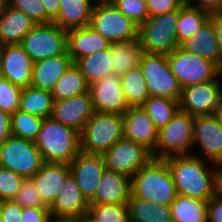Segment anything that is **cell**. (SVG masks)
I'll use <instances>...</instances> for the list:
<instances>
[{
	"label": "cell",
	"instance_id": "1",
	"mask_svg": "<svg viewBox=\"0 0 222 222\" xmlns=\"http://www.w3.org/2000/svg\"><path fill=\"white\" fill-rule=\"evenodd\" d=\"M202 158L192 154L163 159L171 172L177 195L209 201L218 193L217 170L206 168Z\"/></svg>",
	"mask_w": 222,
	"mask_h": 222
},
{
	"label": "cell",
	"instance_id": "2",
	"mask_svg": "<svg viewBox=\"0 0 222 222\" xmlns=\"http://www.w3.org/2000/svg\"><path fill=\"white\" fill-rule=\"evenodd\" d=\"M35 145L44 162L69 164L81 151L80 133L52 117L44 118Z\"/></svg>",
	"mask_w": 222,
	"mask_h": 222
},
{
	"label": "cell",
	"instance_id": "3",
	"mask_svg": "<svg viewBox=\"0 0 222 222\" xmlns=\"http://www.w3.org/2000/svg\"><path fill=\"white\" fill-rule=\"evenodd\" d=\"M131 194L135 197L171 205L177 191L171 172L163 159H152L131 178Z\"/></svg>",
	"mask_w": 222,
	"mask_h": 222
},
{
	"label": "cell",
	"instance_id": "4",
	"mask_svg": "<svg viewBox=\"0 0 222 222\" xmlns=\"http://www.w3.org/2000/svg\"><path fill=\"white\" fill-rule=\"evenodd\" d=\"M122 138L123 116L121 114L95 112L80 134L81 151L103 155Z\"/></svg>",
	"mask_w": 222,
	"mask_h": 222
},
{
	"label": "cell",
	"instance_id": "5",
	"mask_svg": "<svg viewBox=\"0 0 222 222\" xmlns=\"http://www.w3.org/2000/svg\"><path fill=\"white\" fill-rule=\"evenodd\" d=\"M194 117L178 110L174 117L158 131V142L152 152L154 159L192 155Z\"/></svg>",
	"mask_w": 222,
	"mask_h": 222
},
{
	"label": "cell",
	"instance_id": "6",
	"mask_svg": "<svg viewBox=\"0 0 222 222\" xmlns=\"http://www.w3.org/2000/svg\"><path fill=\"white\" fill-rule=\"evenodd\" d=\"M178 10L149 17L139 26L138 40L145 53L169 54L180 46L176 25Z\"/></svg>",
	"mask_w": 222,
	"mask_h": 222
},
{
	"label": "cell",
	"instance_id": "7",
	"mask_svg": "<svg viewBox=\"0 0 222 222\" xmlns=\"http://www.w3.org/2000/svg\"><path fill=\"white\" fill-rule=\"evenodd\" d=\"M89 26L111 43L138 39L139 26L113 4L95 2Z\"/></svg>",
	"mask_w": 222,
	"mask_h": 222
},
{
	"label": "cell",
	"instance_id": "8",
	"mask_svg": "<svg viewBox=\"0 0 222 222\" xmlns=\"http://www.w3.org/2000/svg\"><path fill=\"white\" fill-rule=\"evenodd\" d=\"M139 67L150 96L180 100L182 87L171 72L167 54L144 52Z\"/></svg>",
	"mask_w": 222,
	"mask_h": 222
},
{
	"label": "cell",
	"instance_id": "9",
	"mask_svg": "<svg viewBox=\"0 0 222 222\" xmlns=\"http://www.w3.org/2000/svg\"><path fill=\"white\" fill-rule=\"evenodd\" d=\"M33 62L67 53V30L57 24H36L20 44Z\"/></svg>",
	"mask_w": 222,
	"mask_h": 222
},
{
	"label": "cell",
	"instance_id": "10",
	"mask_svg": "<svg viewBox=\"0 0 222 222\" xmlns=\"http://www.w3.org/2000/svg\"><path fill=\"white\" fill-rule=\"evenodd\" d=\"M44 164L35 142L11 135L0 145V167L25 179L34 176Z\"/></svg>",
	"mask_w": 222,
	"mask_h": 222
},
{
	"label": "cell",
	"instance_id": "11",
	"mask_svg": "<svg viewBox=\"0 0 222 222\" xmlns=\"http://www.w3.org/2000/svg\"><path fill=\"white\" fill-rule=\"evenodd\" d=\"M171 72L182 88L213 81L217 65L210 60L185 52L180 47L167 54Z\"/></svg>",
	"mask_w": 222,
	"mask_h": 222
},
{
	"label": "cell",
	"instance_id": "12",
	"mask_svg": "<svg viewBox=\"0 0 222 222\" xmlns=\"http://www.w3.org/2000/svg\"><path fill=\"white\" fill-rule=\"evenodd\" d=\"M102 156L106 169L124 174L129 178L153 159L149 149L125 138L118 140Z\"/></svg>",
	"mask_w": 222,
	"mask_h": 222
},
{
	"label": "cell",
	"instance_id": "13",
	"mask_svg": "<svg viewBox=\"0 0 222 222\" xmlns=\"http://www.w3.org/2000/svg\"><path fill=\"white\" fill-rule=\"evenodd\" d=\"M220 84V80L216 78L210 82L182 88L180 110L193 117L215 114L222 99V84Z\"/></svg>",
	"mask_w": 222,
	"mask_h": 222
},
{
	"label": "cell",
	"instance_id": "14",
	"mask_svg": "<svg viewBox=\"0 0 222 222\" xmlns=\"http://www.w3.org/2000/svg\"><path fill=\"white\" fill-rule=\"evenodd\" d=\"M93 107L97 113L121 114L129 108L121 76L115 73L105 76L89 85Z\"/></svg>",
	"mask_w": 222,
	"mask_h": 222
},
{
	"label": "cell",
	"instance_id": "15",
	"mask_svg": "<svg viewBox=\"0 0 222 222\" xmlns=\"http://www.w3.org/2000/svg\"><path fill=\"white\" fill-rule=\"evenodd\" d=\"M33 61L20 44L0 46V75L22 88L31 85Z\"/></svg>",
	"mask_w": 222,
	"mask_h": 222
},
{
	"label": "cell",
	"instance_id": "16",
	"mask_svg": "<svg viewBox=\"0 0 222 222\" xmlns=\"http://www.w3.org/2000/svg\"><path fill=\"white\" fill-rule=\"evenodd\" d=\"M94 113L92 97L88 91L69 99L54 101L51 117L81 134Z\"/></svg>",
	"mask_w": 222,
	"mask_h": 222
},
{
	"label": "cell",
	"instance_id": "17",
	"mask_svg": "<svg viewBox=\"0 0 222 222\" xmlns=\"http://www.w3.org/2000/svg\"><path fill=\"white\" fill-rule=\"evenodd\" d=\"M82 195L90 202L95 195L102 173L106 169L102 155L80 151L69 163Z\"/></svg>",
	"mask_w": 222,
	"mask_h": 222
},
{
	"label": "cell",
	"instance_id": "18",
	"mask_svg": "<svg viewBox=\"0 0 222 222\" xmlns=\"http://www.w3.org/2000/svg\"><path fill=\"white\" fill-rule=\"evenodd\" d=\"M193 143L212 165L222 161V125L215 114L194 117Z\"/></svg>",
	"mask_w": 222,
	"mask_h": 222
},
{
	"label": "cell",
	"instance_id": "19",
	"mask_svg": "<svg viewBox=\"0 0 222 222\" xmlns=\"http://www.w3.org/2000/svg\"><path fill=\"white\" fill-rule=\"evenodd\" d=\"M123 138L141 144L151 152L158 142V129L142 107H129L123 113Z\"/></svg>",
	"mask_w": 222,
	"mask_h": 222
},
{
	"label": "cell",
	"instance_id": "20",
	"mask_svg": "<svg viewBox=\"0 0 222 222\" xmlns=\"http://www.w3.org/2000/svg\"><path fill=\"white\" fill-rule=\"evenodd\" d=\"M89 202L82 195L75 177L70 173L52 205L51 217H82L89 212Z\"/></svg>",
	"mask_w": 222,
	"mask_h": 222
},
{
	"label": "cell",
	"instance_id": "21",
	"mask_svg": "<svg viewBox=\"0 0 222 222\" xmlns=\"http://www.w3.org/2000/svg\"><path fill=\"white\" fill-rule=\"evenodd\" d=\"M70 173L69 164L44 162L41 169L30 178L47 207L52 205Z\"/></svg>",
	"mask_w": 222,
	"mask_h": 222
},
{
	"label": "cell",
	"instance_id": "22",
	"mask_svg": "<svg viewBox=\"0 0 222 222\" xmlns=\"http://www.w3.org/2000/svg\"><path fill=\"white\" fill-rule=\"evenodd\" d=\"M131 195V178L105 169L89 204H127Z\"/></svg>",
	"mask_w": 222,
	"mask_h": 222
},
{
	"label": "cell",
	"instance_id": "23",
	"mask_svg": "<svg viewBox=\"0 0 222 222\" xmlns=\"http://www.w3.org/2000/svg\"><path fill=\"white\" fill-rule=\"evenodd\" d=\"M110 46L111 42L89 25L67 30V53L73 63L86 55L108 49Z\"/></svg>",
	"mask_w": 222,
	"mask_h": 222
},
{
	"label": "cell",
	"instance_id": "24",
	"mask_svg": "<svg viewBox=\"0 0 222 222\" xmlns=\"http://www.w3.org/2000/svg\"><path fill=\"white\" fill-rule=\"evenodd\" d=\"M72 64L73 61L68 54H60L33 62L30 86L51 92L56 82Z\"/></svg>",
	"mask_w": 222,
	"mask_h": 222
},
{
	"label": "cell",
	"instance_id": "25",
	"mask_svg": "<svg viewBox=\"0 0 222 222\" xmlns=\"http://www.w3.org/2000/svg\"><path fill=\"white\" fill-rule=\"evenodd\" d=\"M37 23L10 5L0 14V46L21 44Z\"/></svg>",
	"mask_w": 222,
	"mask_h": 222
},
{
	"label": "cell",
	"instance_id": "26",
	"mask_svg": "<svg viewBox=\"0 0 222 222\" xmlns=\"http://www.w3.org/2000/svg\"><path fill=\"white\" fill-rule=\"evenodd\" d=\"M182 50L218 64L222 58L217 42L214 23L209 19L192 37L180 43Z\"/></svg>",
	"mask_w": 222,
	"mask_h": 222
},
{
	"label": "cell",
	"instance_id": "27",
	"mask_svg": "<svg viewBox=\"0 0 222 222\" xmlns=\"http://www.w3.org/2000/svg\"><path fill=\"white\" fill-rule=\"evenodd\" d=\"M92 0H59V15L53 21L65 30L85 27L90 24Z\"/></svg>",
	"mask_w": 222,
	"mask_h": 222
},
{
	"label": "cell",
	"instance_id": "28",
	"mask_svg": "<svg viewBox=\"0 0 222 222\" xmlns=\"http://www.w3.org/2000/svg\"><path fill=\"white\" fill-rule=\"evenodd\" d=\"M127 206L130 222H173L170 205L157 204L131 194Z\"/></svg>",
	"mask_w": 222,
	"mask_h": 222
},
{
	"label": "cell",
	"instance_id": "29",
	"mask_svg": "<svg viewBox=\"0 0 222 222\" xmlns=\"http://www.w3.org/2000/svg\"><path fill=\"white\" fill-rule=\"evenodd\" d=\"M143 53L138 39L111 43L110 54L114 73L121 76L138 67Z\"/></svg>",
	"mask_w": 222,
	"mask_h": 222
},
{
	"label": "cell",
	"instance_id": "30",
	"mask_svg": "<svg viewBox=\"0 0 222 222\" xmlns=\"http://www.w3.org/2000/svg\"><path fill=\"white\" fill-rule=\"evenodd\" d=\"M112 55L110 48L86 55L75 62L90 85L107 75L113 74Z\"/></svg>",
	"mask_w": 222,
	"mask_h": 222
},
{
	"label": "cell",
	"instance_id": "31",
	"mask_svg": "<svg viewBox=\"0 0 222 222\" xmlns=\"http://www.w3.org/2000/svg\"><path fill=\"white\" fill-rule=\"evenodd\" d=\"M206 200L177 195L170 205L173 222H208Z\"/></svg>",
	"mask_w": 222,
	"mask_h": 222
},
{
	"label": "cell",
	"instance_id": "32",
	"mask_svg": "<svg viewBox=\"0 0 222 222\" xmlns=\"http://www.w3.org/2000/svg\"><path fill=\"white\" fill-rule=\"evenodd\" d=\"M53 103L50 91L28 86L22 89L18 110L40 118H48L52 115Z\"/></svg>",
	"mask_w": 222,
	"mask_h": 222
},
{
	"label": "cell",
	"instance_id": "33",
	"mask_svg": "<svg viewBox=\"0 0 222 222\" xmlns=\"http://www.w3.org/2000/svg\"><path fill=\"white\" fill-rule=\"evenodd\" d=\"M89 91V84L80 69L73 63L51 91L54 101L69 99Z\"/></svg>",
	"mask_w": 222,
	"mask_h": 222
},
{
	"label": "cell",
	"instance_id": "34",
	"mask_svg": "<svg viewBox=\"0 0 222 222\" xmlns=\"http://www.w3.org/2000/svg\"><path fill=\"white\" fill-rule=\"evenodd\" d=\"M211 14L184 4L178 10L176 25L177 41L180 44L187 38L192 37L211 18Z\"/></svg>",
	"mask_w": 222,
	"mask_h": 222
},
{
	"label": "cell",
	"instance_id": "35",
	"mask_svg": "<svg viewBox=\"0 0 222 222\" xmlns=\"http://www.w3.org/2000/svg\"><path fill=\"white\" fill-rule=\"evenodd\" d=\"M121 83L129 107H141L150 97L145 78L139 66L121 75Z\"/></svg>",
	"mask_w": 222,
	"mask_h": 222
},
{
	"label": "cell",
	"instance_id": "36",
	"mask_svg": "<svg viewBox=\"0 0 222 222\" xmlns=\"http://www.w3.org/2000/svg\"><path fill=\"white\" fill-rule=\"evenodd\" d=\"M160 130L180 109L179 101L171 98L150 96L141 106Z\"/></svg>",
	"mask_w": 222,
	"mask_h": 222
},
{
	"label": "cell",
	"instance_id": "37",
	"mask_svg": "<svg viewBox=\"0 0 222 222\" xmlns=\"http://www.w3.org/2000/svg\"><path fill=\"white\" fill-rule=\"evenodd\" d=\"M44 118L23 111H16L11 115V134L35 142Z\"/></svg>",
	"mask_w": 222,
	"mask_h": 222
},
{
	"label": "cell",
	"instance_id": "38",
	"mask_svg": "<svg viewBox=\"0 0 222 222\" xmlns=\"http://www.w3.org/2000/svg\"><path fill=\"white\" fill-rule=\"evenodd\" d=\"M89 213L98 222H130L127 204H89Z\"/></svg>",
	"mask_w": 222,
	"mask_h": 222
},
{
	"label": "cell",
	"instance_id": "39",
	"mask_svg": "<svg viewBox=\"0 0 222 222\" xmlns=\"http://www.w3.org/2000/svg\"><path fill=\"white\" fill-rule=\"evenodd\" d=\"M22 89L0 75V110L10 115L18 111Z\"/></svg>",
	"mask_w": 222,
	"mask_h": 222
},
{
	"label": "cell",
	"instance_id": "40",
	"mask_svg": "<svg viewBox=\"0 0 222 222\" xmlns=\"http://www.w3.org/2000/svg\"><path fill=\"white\" fill-rule=\"evenodd\" d=\"M112 4L138 26L149 18L145 0H116Z\"/></svg>",
	"mask_w": 222,
	"mask_h": 222
},
{
	"label": "cell",
	"instance_id": "41",
	"mask_svg": "<svg viewBox=\"0 0 222 222\" xmlns=\"http://www.w3.org/2000/svg\"><path fill=\"white\" fill-rule=\"evenodd\" d=\"M25 178L11 170L0 167V199L14 200Z\"/></svg>",
	"mask_w": 222,
	"mask_h": 222
},
{
	"label": "cell",
	"instance_id": "42",
	"mask_svg": "<svg viewBox=\"0 0 222 222\" xmlns=\"http://www.w3.org/2000/svg\"><path fill=\"white\" fill-rule=\"evenodd\" d=\"M14 201L17 202L22 208H49L41 200L39 192L30 178L23 181Z\"/></svg>",
	"mask_w": 222,
	"mask_h": 222
},
{
	"label": "cell",
	"instance_id": "43",
	"mask_svg": "<svg viewBox=\"0 0 222 222\" xmlns=\"http://www.w3.org/2000/svg\"><path fill=\"white\" fill-rule=\"evenodd\" d=\"M10 6L24 12L37 24L53 22L47 15L40 0H10Z\"/></svg>",
	"mask_w": 222,
	"mask_h": 222
},
{
	"label": "cell",
	"instance_id": "44",
	"mask_svg": "<svg viewBox=\"0 0 222 222\" xmlns=\"http://www.w3.org/2000/svg\"><path fill=\"white\" fill-rule=\"evenodd\" d=\"M149 17L179 10L184 4L180 0H145Z\"/></svg>",
	"mask_w": 222,
	"mask_h": 222
},
{
	"label": "cell",
	"instance_id": "45",
	"mask_svg": "<svg viewBox=\"0 0 222 222\" xmlns=\"http://www.w3.org/2000/svg\"><path fill=\"white\" fill-rule=\"evenodd\" d=\"M23 208L14 200L1 201L0 215L3 222H21Z\"/></svg>",
	"mask_w": 222,
	"mask_h": 222
},
{
	"label": "cell",
	"instance_id": "46",
	"mask_svg": "<svg viewBox=\"0 0 222 222\" xmlns=\"http://www.w3.org/2000/svg\"><path fill=\"white\" fill-rule=\"evenodd\" d=\"M49 208H23L21 222H49L50 221Z\"/></svg>",
	"mask_w": 222,
	"mask_h": 222
},
{
	"label": "cell",
	"instance_id": "47",
	"mask_svg": "<svg viewBox=\"0 0 222 222\" xmlns=\"http://www.w3.org/2000/svg\"><path fill=\"white\" fill-rule=\"evenodd\" d=\"M208 222H222V194L217 193L207 203Z\"/></svg>",
	"mask_w": 222,
	"mask_h": 222
},
{
	"label": "cell",
	"instance_id": "48",
	"mask_svg": "<svg viewBox=\"0 0 222 222\" xmlns=\"http://www.w3.org/2000/svg\"><path fill=\"white\" fill-rule=\"evenodd\" d=\"M193 2L194 0H189L186 5L201 9L211 15H218L222 10V0H197L198 5H192Z\"/></svg>",
	"mask_w": 222,
	"mask_h": 222
},
{
	"label": "cell",
	"instance_id": "49",
	"mask_svg": "<svg viewBox=\"0 0 222 222\" xmlns=\"http://www.w3.org/2000/svg\"><path fill=\"white\" fill-rule=\"evenodd\" d=\"M11 115L0 110V145H2L11 134Z\"/></svg>",
	"mask_w": 222,
	"mask_h": 222
},
{
	"label": "cell",
	"instance_id": "50",
	"mask_svg": "<svg viewBox=\"0 0 222 222\" xmlns=\"http://www.w3.org/2000/svg\"><path fill=\"white\" fill-rule=\"evenodd\" d=\"M45 8L46 15L54 21L59 15V0H40Z\"/></svg>",
	"mask_w": 222,
	"mask_h": 222
},
{
	"label": "cell",
	"instance_id": "51",
	"mask_svg": "<svg viewBox=\"0 0 222 222\" xmlns=\"http://www.w3.org/2000/svg\"><path fill=\"white\" fill-rule=\"evenodd\" d=\"M210 19L214 23V30L219 45V49L222 55V18L219 15H212Z\"/></svg>",
	"mask_w": 222,
	"mask_h": 222
},
{
	"label": "cell",
	"instance_id": "52",
	"mask_svg": "<svg viewBox=\"0 0 222 222\" xmlns=\"http://www.w3.org/2000/svg\"><path fill=\"white\" fill-rule=\"evenodd\" d=\"M217 170V192L222 194V161L215 164Z\"/></svg>",
	"mask_w": 222,
	"mask_h": 222
},
{
	"label": "cell",
	"instance_id": "53",
	"mask_svg": "<svg viewBox=\"0 0 222 222\" xmlns=\"http://www.w3.org/2000/svg\"><path fill=\"white\" fill-rule=\"evenodd\" d=\"M49 222H82L81 217H50Z\"/></svg>",
	"mask_w": 222,
	"mask_h": 222
},
{
	"label": "cell",
	"instance_id": "54",
	"mask_svg": "<svg viewBox=\"0 0 222 222\" xmlns=\"http://www.w3.org/2000/svg\"><path fill=\"white\" fill-rule=\"evenodd\" d=\"M82 222H98L89 212L81 217Z\"/></svg>",
	"mask_w": 222,
	"mask_h": 222
},
{
	"label": "cell",
	"instance_id": "55",
	"mask_svg": "<svg viewBox=\"0 0 222 222\" xmlns=\"http://www.w3.org/2000/svg\"><path fill=\"white\" fill-rule=\"evenodd\" d=\"M215 115L217 116L219 123L222 125V99L220 101L219 106L217 107Z\"/></svg>",
	"mask_w": 222,
	"mask_h": 222
},
{
	"label": "cell",
	"instance_id": "56",
	"mask_svg": "<svg viewBox=\"0 0 222 222\" xmlns=\"http://www.w3.org/2000/svg\"><path fill=\"white\" fill-rule=\"evenodd\" d=\"M10 5V0H0V14Z\"/></svg>",
	"mask_w": 222,
	"mask_h": 222
},
{
	"label": "cell",
	"instance_id": "57",
	"mask_svg": "<svg viewBox=\"0 0 222 222\" xmlns=\"http://www.w3.org/2000/svg\"><path fill=\"white\" fill-rule=\"evenodd\" d=\"M216 75L219 77L221 75L222 77V58L219 60L217 67H216Z\"/></svg>",
	"mask_w": 222,
	"mask_h": 222
},
{
	"label": "cell",
	"instance_id": "58",
	"mask_svg": "<svg viewBox=\"0 0 222 222\" xmlns=\"http://www.w3.org/2000/svg\"><path fill=\"white\" fill-rule=\"evenodd\" d=\"M116 0H96L98 3H104V4H112Z\"/></svg>",
	"mask_w": 222,
	"mask_h": 222
},
{
	"label": "cell",
	"instance_id": "59",
	"mask_svg": "<svg viewBox=\"0 0 222 222\" xmlns=\"http://www.w3.org/2000/svg\"><path fill=\"white\" fill-rule=\"evenodd\" d=\"M183 4H187L189 0H180Z\"/></svg>",
	"mask_w": 222,
	"mask_h": 222
},
{
	"label": "cell",
	"instance_id": "60",
	"mask_svg": "<svg viewBox=\"0 0 222 222\" xmlns=\"http://www.w3.org/2000/svg\"><path fill=\"white\" fill-rule=\"evenodd\" d=\"M218 15L222 18V10H221V12Z\"/></svg>",
	"mask_w": 222,
	"mask_h": 222
}]
</instances>
